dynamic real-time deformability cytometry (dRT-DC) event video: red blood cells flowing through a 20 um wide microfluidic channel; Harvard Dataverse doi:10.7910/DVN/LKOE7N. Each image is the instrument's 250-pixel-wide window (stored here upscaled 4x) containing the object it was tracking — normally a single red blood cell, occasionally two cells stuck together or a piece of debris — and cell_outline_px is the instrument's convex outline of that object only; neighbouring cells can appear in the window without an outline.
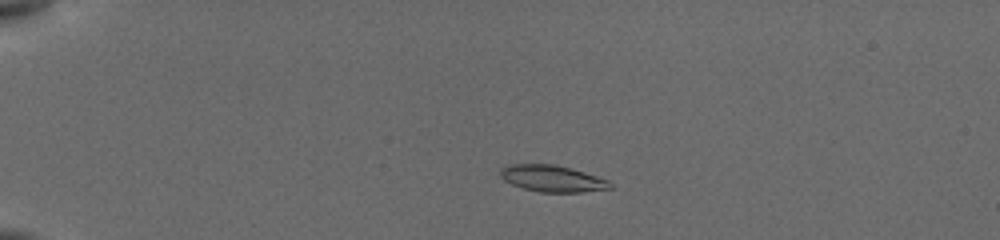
{"species": "common noctule bat (a hibernating species)", "species_latin": "Nyctalus noctula", "temperature_condition": "cold", "stored_images_in_passage": 12, "camera_frame_rate_fps": 3000, "um_per_image_px": 0.085, "animal": {"sex": "female", "body_mass_g": 19.5, "forearm_length_mm": 54.1}, "frame": {"image": 1, "passage_image": 4, "time_ms": 2.667, "image_size_px": [1000, 240], "cell_outline_px": [[612, 188], [580, 192], [540, 192], [524, 188], [512, 184], [504, 180], [500, 176], [500, 168], [508, 164], [552, 164], [572, 168], [608, 180], [612, 184]], "centroid_in_image_um": [46.92, 15.17], "position_along_channel_um": 38.1, "area_um2": 16.94}}
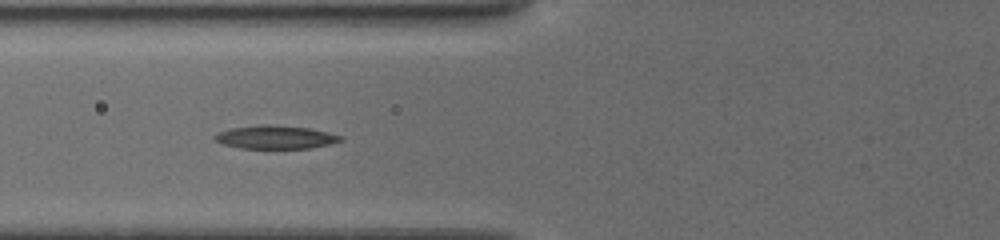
{"frame": {"image": 2, "passage_image": 10, "time_ms": 6.0, "image_size_px": [1000, 240], "cell_outline_px": [[344, 140], [312, 148], [240, 148], [224, 144], [212, 140], [212, 136], [220, 132], [232, 128], [260, 124], [272, 124], [308, 128], [328, 132], [344, 136]], "centroid_in_image_um": [23.42, 11.65], "position_along_channel_um": 102.4, "area_um2": 17.17}}
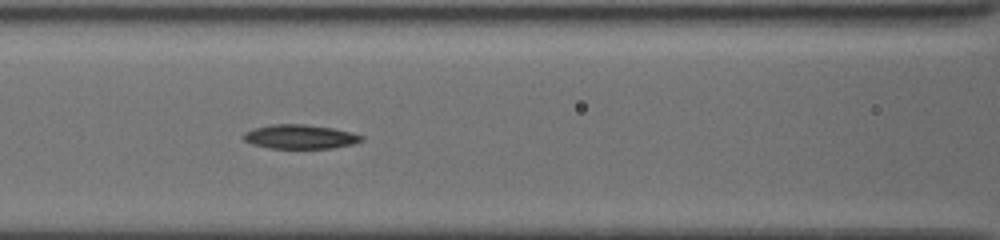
{"frame": {"image": 3, "passage_image": 12, "time_ms": 7.0, "image_size_px": [1000, 240], "cell_outline_px": [[364, 140], [352, 144], [332, 148], [272, 148], [252, 144], [244, 140], [240, 136], [244, 132], [256, 128], [272, 124], [304, 124], [332, 128], [352, 132], [364, 136]], "centroid_in_image_um": [25.51, 11.62], "position_along_channel_um": 141.1, "area_um2": 16.59}}